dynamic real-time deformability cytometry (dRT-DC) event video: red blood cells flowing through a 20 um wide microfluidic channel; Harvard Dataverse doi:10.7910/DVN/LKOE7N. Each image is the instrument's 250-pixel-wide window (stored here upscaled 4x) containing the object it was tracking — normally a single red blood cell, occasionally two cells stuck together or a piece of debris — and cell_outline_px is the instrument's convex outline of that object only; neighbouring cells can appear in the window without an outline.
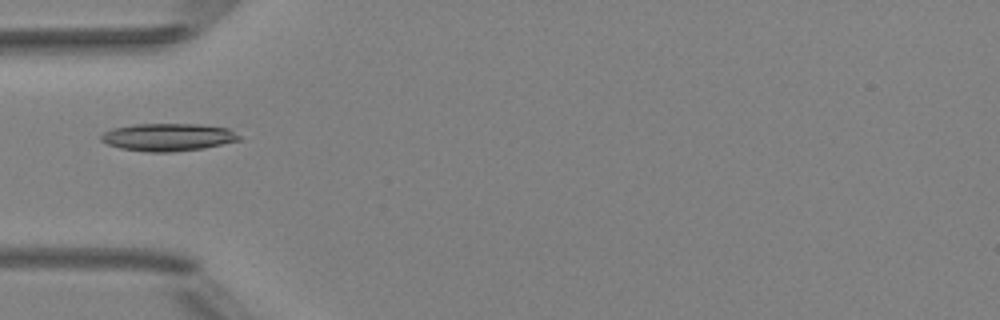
{"species": "Egyptian fruit bat (a non-hibernating species)", "species_latin": "Rousettus aegyptiacus", "temperature_condition": "room temperature", "stored_images_in_passage": 4, "camera_frame_rate_fps": 3000, "um_per_image_px": 0.085, "animal": {"sex": "female"}, "frame": {"image": 1, "passage_image": 4, "time_ms": 4.333, "image_size_px": [1000, 320], "cell_outline_px": [[240, 140], [204, 148], [172, 152], [148, 152], [120, 148], [108, 144], [100, 140], [100, 136], [104, 132], [112, 128], [132, 124], [200, 124], [228, 128], [240, 136]], "centroid_in_image_um": [14.26, 11.65], "position_along_channel_um": 70.7, "area_um2": 22.25}}